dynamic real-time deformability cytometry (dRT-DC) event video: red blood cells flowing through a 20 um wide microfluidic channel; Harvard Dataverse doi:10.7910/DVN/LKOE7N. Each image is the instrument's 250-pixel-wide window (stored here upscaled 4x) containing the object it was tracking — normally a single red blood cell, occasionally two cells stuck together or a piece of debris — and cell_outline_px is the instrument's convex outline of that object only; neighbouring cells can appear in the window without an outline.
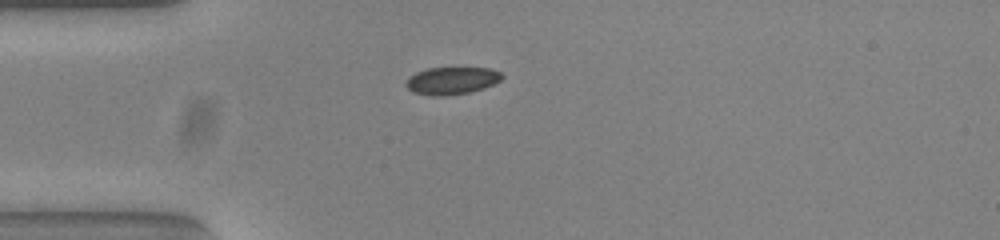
{"species": "common noctule bat (a hibernating species)", "species_latin": "Nyctalus noctula", "temperature_condition": "warm", "stored_images_in_passage": 40, "camera_frame_rate_fps": 3000, "um_per_image_px": 0.085, "animal": {"sex": "female", "body_mass_g": 23.0, "forearm_length_mm": 53.4}, "frame": {"image": 1, "passage_image": 1, "time_ms": 0.0, "image_size_px": [1000, 240], "cell_outline_px": [[504, 76], [500, 80], [484, 88], [468, 92], [440, 96], [436, 96], [412, 92], [404, 84], [408, 76], [416, 72], [428, 68], [488, 68], [500, 72]], "centroid_in_image_um": [38.36, 6.85], "position_along_channel_um": 46.6, "area_um2": 15.2}}
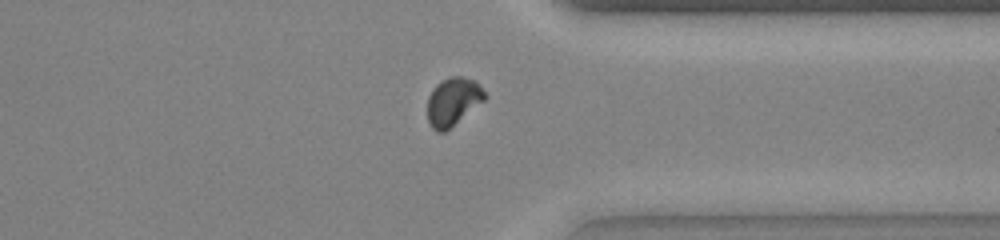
{"frame": {"image": 2, "passage_image": 28, "time_ms": 9.0, "image_size_px": [1000, 240], "cell_outline_px": [[488, 96], [484, 100], [444, 132], [436, 132], [432, 128], [428, 120], [428, 96], [432, 88], [440, 80], [452, 76], [460, 76], [472, 80]], "centroid_in_image_um": [38.46, 8.63], "position_along_channel_um": 372.9, "area_um2": 15.72}}
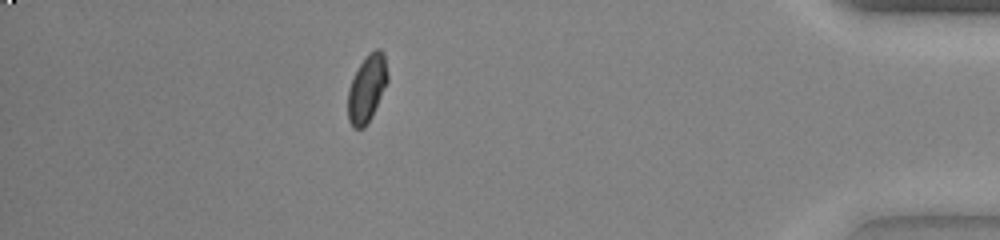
{"frame": {"image": 3, "passage_image": 34, "time_ms": 11.0, "image_size_px": [1000, 240], "cell_outline_px": [[388, 80], [372, 116], [364, 128], [352, 128], [348, 120], [348, 88], [360, 64], [368, 52], [376, 48], [380, 48], [384, 52], [388, 72]], "centroid_in_image_um": [31.2, 7.5], "position_along_channel_um": 404.0, "area_um2": 15.61}, "authors_computed_cell_mechanics": {"area_um2": 15.7216, "velocity_mm_per_s": 3.835, "shape_relaxation_time_tau1_ms": 5.7318, "shape_relaxation_time_tau2_ms": null, "deformation_change_tau1": 0.128, "deformation_change_tau2": null}}